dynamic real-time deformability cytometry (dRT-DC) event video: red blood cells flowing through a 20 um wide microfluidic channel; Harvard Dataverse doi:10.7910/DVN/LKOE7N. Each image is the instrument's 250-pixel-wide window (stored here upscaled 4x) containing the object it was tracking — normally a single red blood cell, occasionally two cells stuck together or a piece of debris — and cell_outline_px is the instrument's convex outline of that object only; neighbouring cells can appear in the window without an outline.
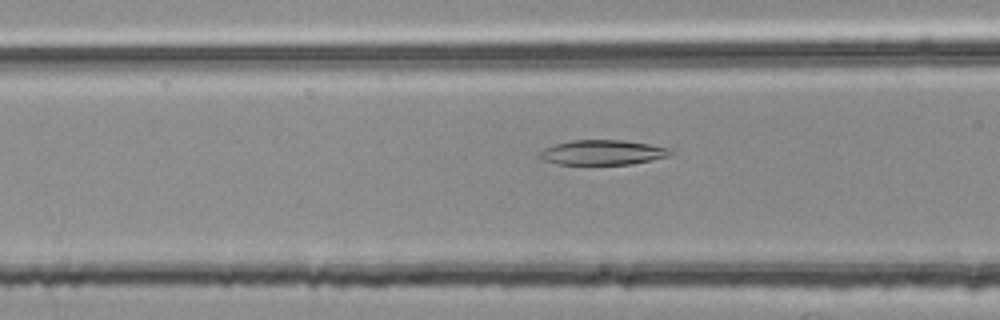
{"species": "common noctule bat (a hibernating species)", "species_latin": "Nyctalus noctula", "temperature_condition": "room temperature", "stored_images_in_passage": 50, "camera_frame_rate_fps": 3000, "um_per_image_px": 0.085, "animal": {"sex": "female", "body_mass_g": 25.1}, "frame": {"image": 1, "passage_image": 17, "time_ms": 5.333, "image_size_px": [1000, 320], "cell_outline_px": [[676, 152], [668, 156], [652, 160], [632, 164], [556, 164], [544, 160], [536, 156], [544, 148], [556, 144], [572, 140], [624, 140], [672, 148]], "centroid_in_image_um": [51.25, 12.96], "position_along_channel_um": 115.3, "area_um2": 19.07}}
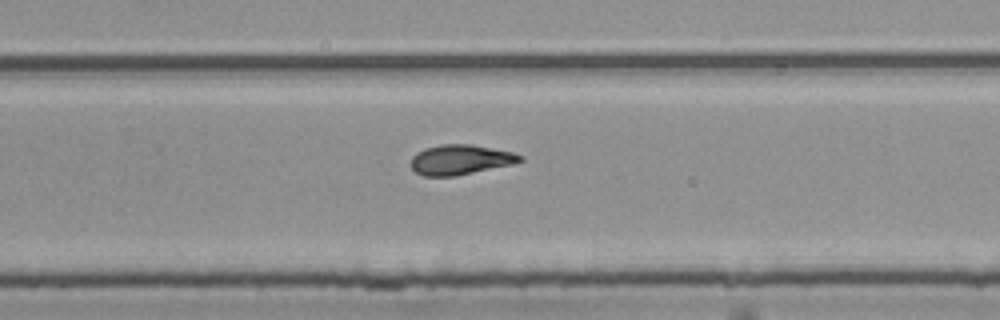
{"frame": {"image": 2, "passage_image": 31, "time_ms": 10.0, "image_size_px": [1000, 320], "cell_outline_px": [[524, 160], [512, 164], [456, 176], [424, 176], [416, 172], [412, 168], [412, 156], [416, 152], [424, 148], [440, 144], [472, 144], [512, 152], [524, 156]], "centroid_in_image_um": [39.13, 13.56], "position_along_channel_um": 290.7, "area_um2": 19.07}}
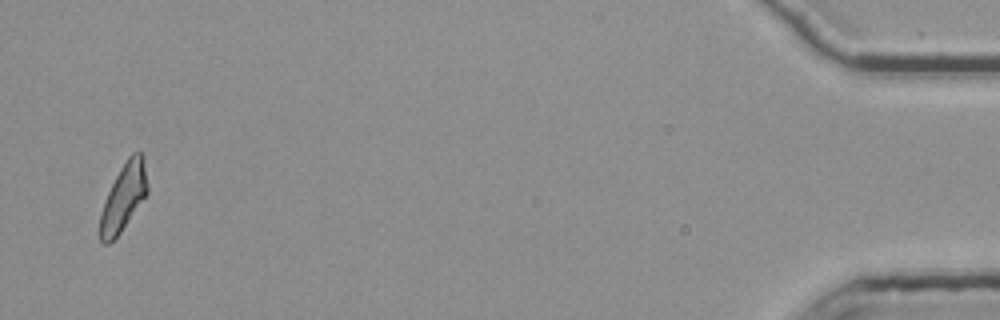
{"frame": {"image": 3, "passage_image": 49, "time_ms": 16.0, "image_size_px": [1000, 320], "cell_outline_px": [[148, 192], [120, 232], [108, 244], [104, 244], [100, 240], [100, 212], [108, 192], [120, 168], [128, 156], [132, 152], [140, 148], [144, 156], [148, 184]], "centroid_in_image_um": [10.52, 16.69], "position_along_channel_um": 424.7, "area_um2": 18.5}, "authors_computed_cell_mechanics": {"area_um2": 19.074, "velocity_mm_per_s": 3.7599, "shape_relaxation_time_tau1_ms": 10.6972, "shape_relaxation_time_tau2_ms": 5.6841, "deformation_change_tau1": 0.2481, "deformation_change_tau2": 0.1466}}